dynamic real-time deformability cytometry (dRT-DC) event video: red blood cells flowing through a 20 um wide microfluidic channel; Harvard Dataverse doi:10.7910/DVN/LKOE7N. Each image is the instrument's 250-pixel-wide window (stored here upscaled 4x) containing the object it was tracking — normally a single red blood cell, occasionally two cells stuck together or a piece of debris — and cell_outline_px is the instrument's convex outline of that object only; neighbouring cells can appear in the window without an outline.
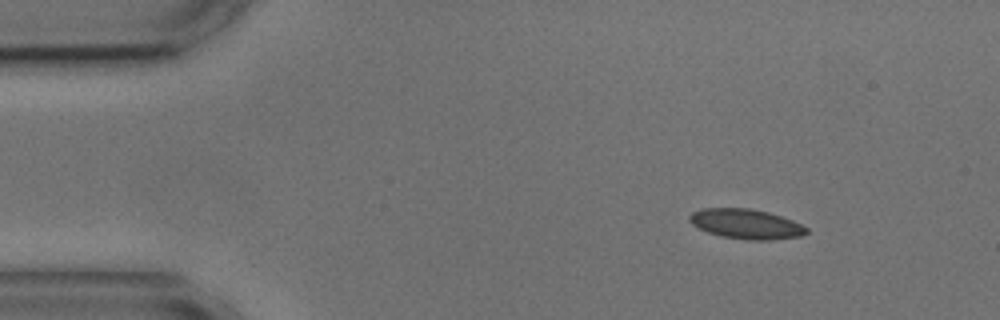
{"species": "common noctule bat (a hibernating species)", "species_latin": "Nyctalus noctula", "temperature_condition": "cold", "stored_images_in_passage": 3, "camera_frame_rate_fps": 3000, "um_per_image_px": 0.085, "animal": {"sex": "male", "body_mass_g": 17.9, "forearm_length_mm": 54.2}, "frame": {"image": 1, "passage_image": 1, "time_ms": 0.0, "image_size_px": [1000, 320], "cell_outline_px": [[808, 232], [800, 236], [772, 240], [744, 240], [720, 236], [708, 232], [692, 224], [688, 220], [688, 216], [692, 212], [700, 208], [748, 208], [768, 212], [792, 220], [808, 228]], "centroid_in_image_um": [63.39, 19.04], "position_along_channel_um": 21.6, "area_um2": 20.4}}